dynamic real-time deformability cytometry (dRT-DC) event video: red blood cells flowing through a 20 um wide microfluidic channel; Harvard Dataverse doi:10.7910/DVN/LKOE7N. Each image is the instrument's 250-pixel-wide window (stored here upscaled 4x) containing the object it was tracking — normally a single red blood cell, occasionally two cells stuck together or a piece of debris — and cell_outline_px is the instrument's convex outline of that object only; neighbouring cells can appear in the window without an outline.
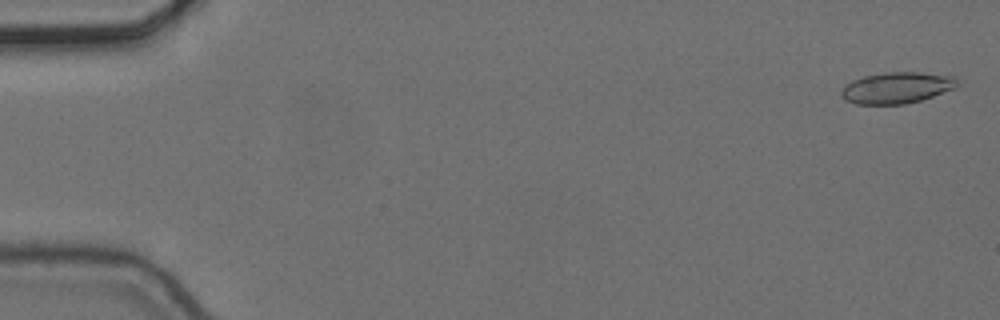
{"species": "common noctule bat (a hibernating species)", "species_latin": "Nyctalus noctula", "temperature_condition": "cold", "stored_images_in_passage": 6, "camera_frame_rate_fps": 3000, "um_per_image_px": 0.085, "animal": {"sex": "female", "body_mass_g": 24.6, "forearm_length_mm": 56.2}, "frame": {"image": 1, "passage_image": 1, "time_ms": 0.0, "image_size_px": [1000, 320], "cell_outline_px": [[960, 84], [956, 88], [920, 100], [904, 104], [856, 104], [844, 100], [840, 96], [840, 92], [844, 84], [852, 80], [864, 76], [884, 72], [920, 72], [956, 76]], "centroid_in_image_um": [76.22, 7.45], "position_along_channel_um": 8.8, "area_um2": 21.44}}
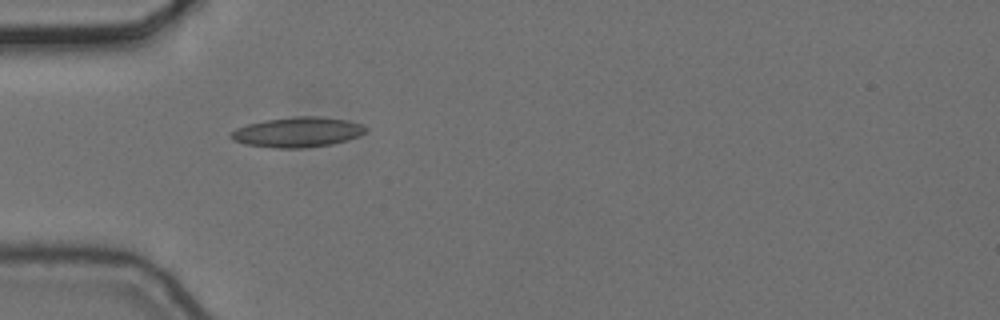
{"frame": {"image": 2, "passage_image": 5, "time_ms": 1.333, "image_size_px": [1000, 320], "cell_outline_px": [[368, 128], [360, 136], [348, 140], [332, 144], [304, 148], [272, 148], [244, 144], [232, 140], [228, 136], [236, 128], [248, 124], [264, 120], [296, 116], [320, 116], [348, 120], [360, 124]], "centroid_in_image_um": [25.28, 11.23], "position_along_channel_um": 59.7, "area_um2": 23.81}}
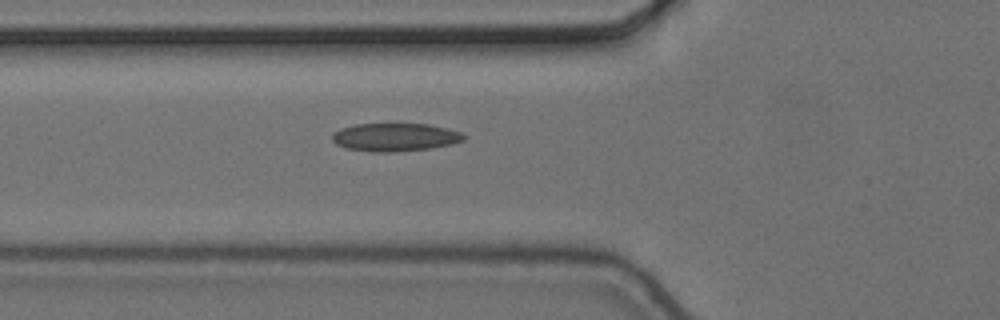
{"frame": {"image": 3, "passage_image": 6, "time_ms": 1.667, "image_size_px": [1000, 320], "cell_outline_px": [[464, 140], [432, 148], [392, 152], [372, 152], [344, 148], [336, 144], [332, 140], [332, 132], [340, 128], [356, 124], [428, 124], [448, 128], [460, 132], [464, 136]], "centroid_in_image_um": [33.52, 11.66], "position_along_channel_um": 92.3, "area_um2": 21.56}}